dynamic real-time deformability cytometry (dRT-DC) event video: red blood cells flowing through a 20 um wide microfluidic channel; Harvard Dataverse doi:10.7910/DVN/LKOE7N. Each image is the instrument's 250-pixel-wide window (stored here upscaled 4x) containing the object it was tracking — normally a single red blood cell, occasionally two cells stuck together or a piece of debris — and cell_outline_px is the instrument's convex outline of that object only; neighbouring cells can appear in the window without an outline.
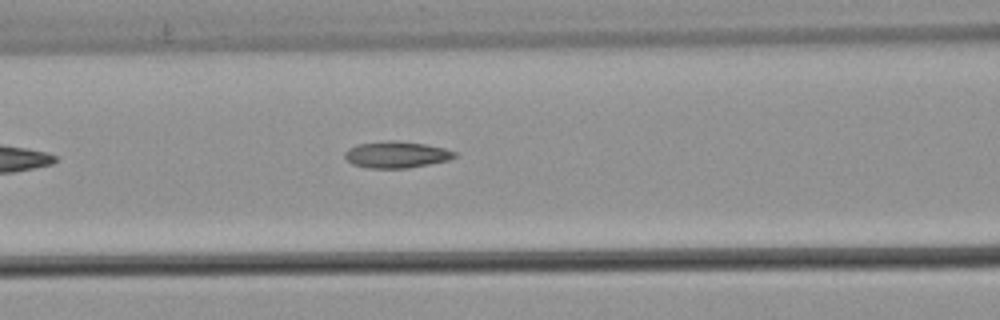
{"species": "common noctule bat (a hibernating species)", "species_latin": "Nyctalus noctula", "temperature_condition": "warm", "stored_images_in_passage": 6, "camera_frame_rate_fps": 3000, "um_per_image_px": 0.085, "animal": {"sex": "male", "body_mass_g": 21.5, "forearm_length_mm": 52.0}, "frame": {"image": 1, "passage_image": 6, "time_ms": 1.667, "image_size_px": [1000, 320], "cell_outline_px": [[456, 156], [448, 160], [408, 168], [368, 168], [352, 164], [344, 156], [344, 152], [348, 148], [356, 144], [388, 140], [396, 140], [424, 144], [444, 148], [456, 152]], "centroid_in_image_um": [33.66, 13.13], "position_along_channel_um": 132.9, "area_um2": 16.99}}